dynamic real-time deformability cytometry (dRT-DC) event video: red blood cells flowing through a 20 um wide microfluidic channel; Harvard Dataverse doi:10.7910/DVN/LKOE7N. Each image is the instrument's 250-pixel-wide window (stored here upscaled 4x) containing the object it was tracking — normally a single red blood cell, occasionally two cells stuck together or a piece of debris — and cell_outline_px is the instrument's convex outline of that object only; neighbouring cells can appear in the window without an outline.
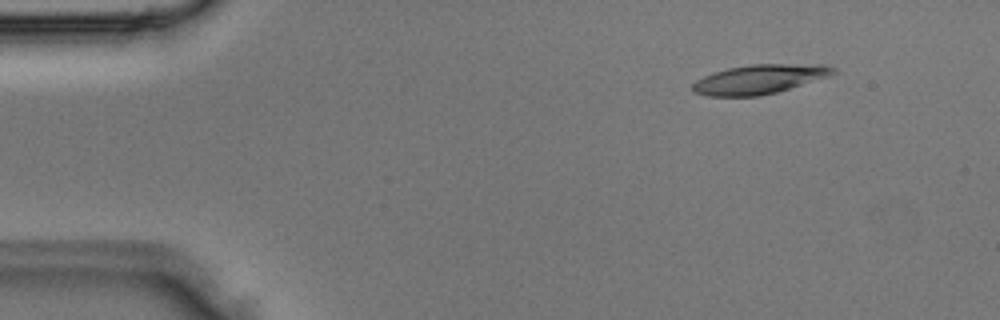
{"species": "Egyptian fruit bat (a non-hibernating species)", "species_latin": "Rousettus aegyptiacus", "temperature_condition": "room temperature", "stored_images_in_passage": 4, "segment_of_instrument_passage": [2, 2], "camera_frame_rate_fps": 3000, "um_per_image_px": 0.085, "animal": {"sex": "male"}, "frame": {"image": 1, "passage_image": 4, "time_ms": 1.0, "image_size_px": [1000, 320], "cell_outline_px": [[836, 72], [828, 76], [776, 92], [760, 96], [708, 96], [692, 92], [692, 84], [696, 80], [704, 76], [728, 68], [752, 64], [824, 64], [836, 68]], "centroid_in_image_um": [64.53, 6.73], "position_along_channel_um": 20.5, "area_um2": 23.81}}